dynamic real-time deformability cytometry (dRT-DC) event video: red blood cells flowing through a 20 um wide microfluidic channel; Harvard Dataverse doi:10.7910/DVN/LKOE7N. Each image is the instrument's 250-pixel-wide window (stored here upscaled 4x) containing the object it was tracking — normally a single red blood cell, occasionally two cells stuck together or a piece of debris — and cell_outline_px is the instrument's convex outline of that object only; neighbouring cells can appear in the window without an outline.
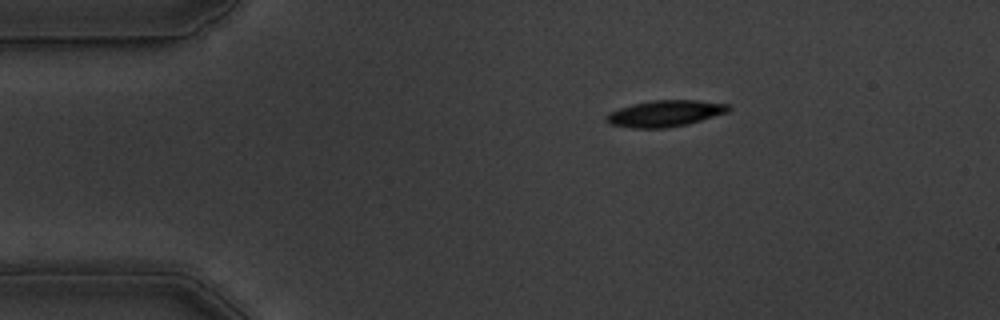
{"species": "common noctule bat (a hibernating species)", "species_latin": "Nyctalus noctula", "temperature_condition": "warm", "stored_images_in_passage": 47, "camera_frame_rate_fps": 3000, "um_per_image_px": 0.085, "animal": {"sex": "male", "body_mass_g": 19.5, "forearm_length_mm": 54.6}, "frame": {"image": 1, "passage_image": 1, "time_ms": 0.0, "image_size_px": [1000, 320], "cell_outline_px": [[732, 108], [728, 112], [688, 124], [668, 128], [632, 128], [612, 124], [604, 120], [604, 116], [608, 112], [632, 104], [652, 100], [696, 100], [728, 104]], "centroid_in_image_um": [56.52, 9.64], "position_along_channel_um": 28.5, "area_um2": 18.84}}
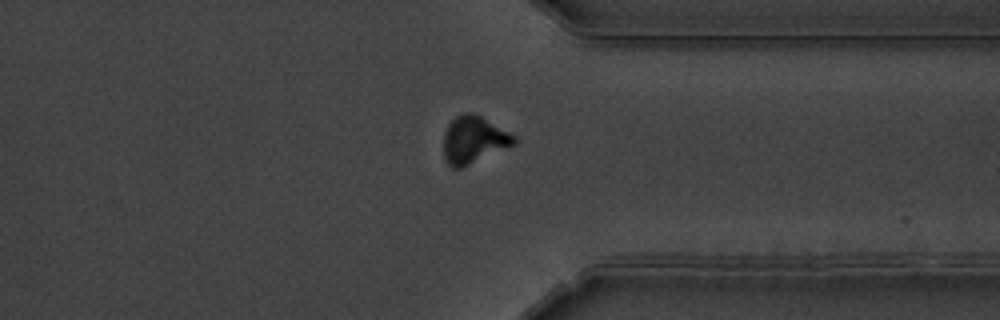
{"frame": {"image": 2, "passage_image": 34, "time_ms": 11.0, "image_size_px": [1000, 320], "cell_outline_px": [[516, 144], [460, 168], [452, 168], [448, 164], [444, 156], [444, 132], [448, 124], [456, 116], [464, 112], [472, 112], [480, 116], [516, 136]], "centroid_in_image_um": [40.25, 11.87], "position_along_channel_um": 371.1, "area_um2": 19.19}}
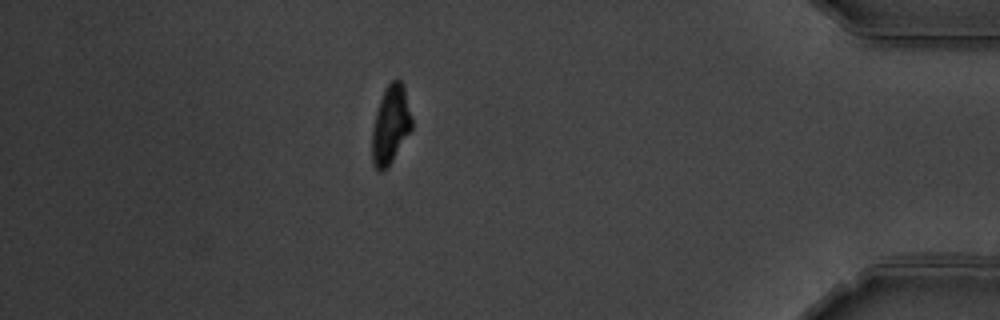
{"frame": {"image": 3, "passage_image": 40, "time_ms": 13.0, "image_size_px": [1000, 320], "cell_outline_px": [[412, 128], [388, 168], [380, 172], [372, 164], [372, 128], [376, 112], [380, 100], [388, 84], [392, 80], [400, 80], [404, 88], [412, 116]], "centroid_in_image_um": [33.19, 10.65], "position_along_channel_um": 402.0, "area_um2": 18.03}, "authors_computed_cell_mechanics": {"area_um2": 18.9006, "velocity_mm_per_s": 3.6156, "shape_relaxation_time_tau1_ms": 4.6597, "shape_relaxation_time_tau2_ms": 5.3202, "deformation_change_tau1": 0.1835, "deformation_change_tau2": 0.1283}}